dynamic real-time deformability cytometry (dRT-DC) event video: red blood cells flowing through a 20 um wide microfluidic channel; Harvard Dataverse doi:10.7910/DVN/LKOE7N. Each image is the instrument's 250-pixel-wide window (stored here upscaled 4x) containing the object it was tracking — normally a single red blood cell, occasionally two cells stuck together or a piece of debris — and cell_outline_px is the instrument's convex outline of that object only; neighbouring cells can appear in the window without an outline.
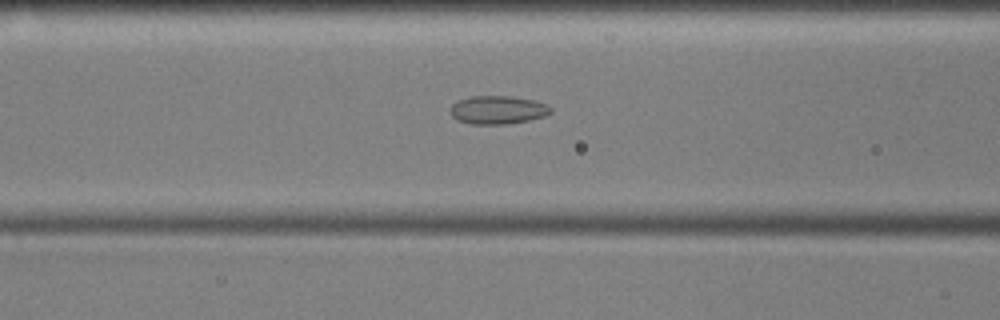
{"species": "common noctule bat (a hibernating species)", "species_latin": "Nyctalus noctula", "temperature_condition": "cold", "stored_images_in_passage": 56, "camera_frame_rate_fps": 3000, "um_per_image_px": 0.085, "animal": {"sex": "male", "body_mass_g": 17.9, "forearm_length_mm": 54.2}, "frame": {"image": 1, "passage_image": 21, "time_ms": 6.667, "image_size_px": [1000, 320], "cell_outline_px": [[552, 112], [544, 116], [528, 120], [504, 124], [472, 124], [456, 120], [448, 112], [448, 108], [452, 104], [460, 100], [472, 96], [512, 96], [532, 100], [548, 104], [552, 108]], "centroid_in_image_um": [42.28, 9.34], "position_along_channel_um": 124.3, "area_um2": 16.65}}
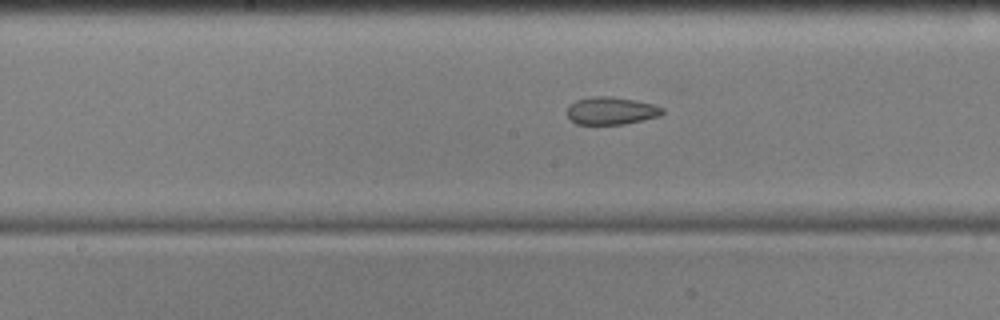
{"frame": {"image": 2, "passage_image": 27, "time_ms": 8.667, "image_size_px": [1000, 320], "cell_outline_px": [[664, 112], [660, 116], [624, 124], [576, 124], [568, 116], [568, 104], [576, 100], [592, 96], [608, 96], [636, 100], [656, 104], [664, 108]], "centroid_in_image_um": [51.98, 9.4], "position_along_channel_um": 196.2, "area_um2": 15.43}}
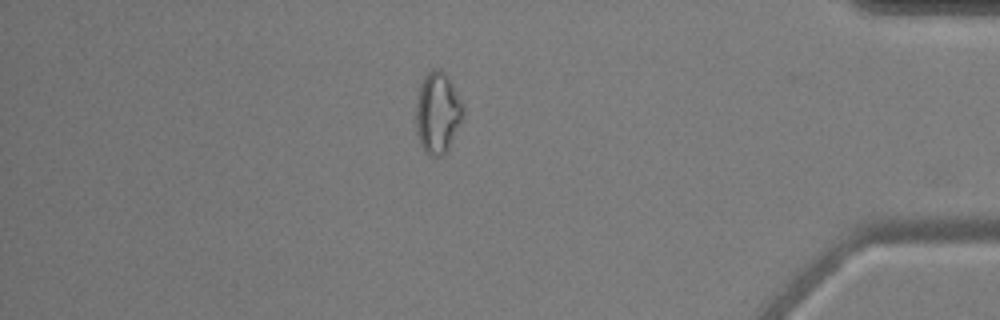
{"frame": {"image": 3, "passage_image": 47, "time_ms": 15.333, "image_size_px": [1000, 320], "cell_outline_px": [[464, 112], [460, 124], [448, 148], [440, 156], [428, 156], [424, 152], [420, 144], [416, 132], [416, 104], [420, 84], [424, 76], [432, 68], [440, 68], [452, 80], [464, 104]], "centroid_in_image_um": [37.2, 9.55], "position_along_channel_um": 398.0, "area_um2": 22.72}, "authors_computed_cell_mechanics": {"area_um2": 18.6694, "velocity_mm_per_s": 3.5905, "shape_relaxation_time_tau1_ms": null, "shape_relaxation_time_tau2_ms": 2.8318, "deformation_change_tau1": null, "deformation_change_tau2": 0.0892}}